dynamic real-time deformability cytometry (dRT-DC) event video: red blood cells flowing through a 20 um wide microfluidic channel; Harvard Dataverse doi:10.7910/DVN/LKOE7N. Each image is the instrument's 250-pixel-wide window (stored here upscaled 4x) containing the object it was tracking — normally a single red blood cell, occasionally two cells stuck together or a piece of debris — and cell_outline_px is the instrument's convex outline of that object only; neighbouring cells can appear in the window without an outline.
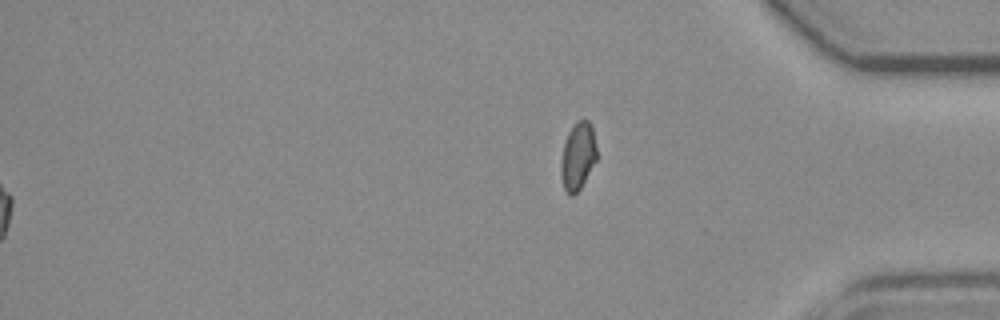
{"species": "common noctule bat (a hibernating species)", "species_latin": "Nyctalus noctula", "temperature_condition": "room temperature", "stored_images_in_passage": 42, "segment_of_instrument_passage": [2, 2], "camera_frame_rate_fps": 3000, "um_per_image_px": 0.085, "animal": {"sex": "female", "body_mass_g": 19.3, "forearm_length_mm": 54.1}, "frame": {"image": 1, "passage_image": 42, "time_ms": 13.667, "image_size_px": [1000, 320], "cell_outline_px": [[596, 160], [580, 188], [572, 196], [568, 196], [564, 188], [560, 172], [560, 164], [564, 144], [568, 132], [580, 120], [588, 120], [592, 124], [596, 148]], "centroid_in_image_um": [49.11, 13.29], "position_along_channel_um": 386.1, "area_um2": 13.87}}